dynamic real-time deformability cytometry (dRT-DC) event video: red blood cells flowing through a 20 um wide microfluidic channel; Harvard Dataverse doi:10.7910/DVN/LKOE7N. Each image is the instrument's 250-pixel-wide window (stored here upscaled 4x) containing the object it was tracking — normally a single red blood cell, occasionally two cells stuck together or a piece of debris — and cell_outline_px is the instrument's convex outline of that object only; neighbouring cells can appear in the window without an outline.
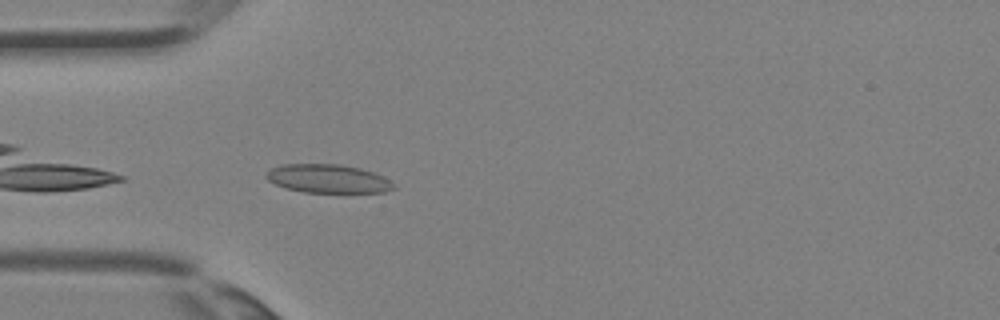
{"species": "Egyptian fruit bat (a non-hibernating species)", "species_latin": "Rousettus aegyptiacus", "temperature_condition": "room temperature", "stored_images_in_passage": 3, "camera_frame_rate_fps": 3000, "um_per_image_px": 0.085, "animal": {"sex": "female"}, "frame": {"image": 1, "passage_image": 3, "time_ms": 0.667, "image_size_px": [1000, 320], "cell_outline_px": [[396, 188], [384, 192], [304, 192], [288, 188], [276, 184], [268, 180], [264, 176], [264, 172], [280, 164], [340, 164], [360, 168], [376, 172], [384, 176], [396, 184]], "centroid_in_image_um": [27.91, 15.17], "position_along_channel_um": 57.1, "area_um2": 21.39}}